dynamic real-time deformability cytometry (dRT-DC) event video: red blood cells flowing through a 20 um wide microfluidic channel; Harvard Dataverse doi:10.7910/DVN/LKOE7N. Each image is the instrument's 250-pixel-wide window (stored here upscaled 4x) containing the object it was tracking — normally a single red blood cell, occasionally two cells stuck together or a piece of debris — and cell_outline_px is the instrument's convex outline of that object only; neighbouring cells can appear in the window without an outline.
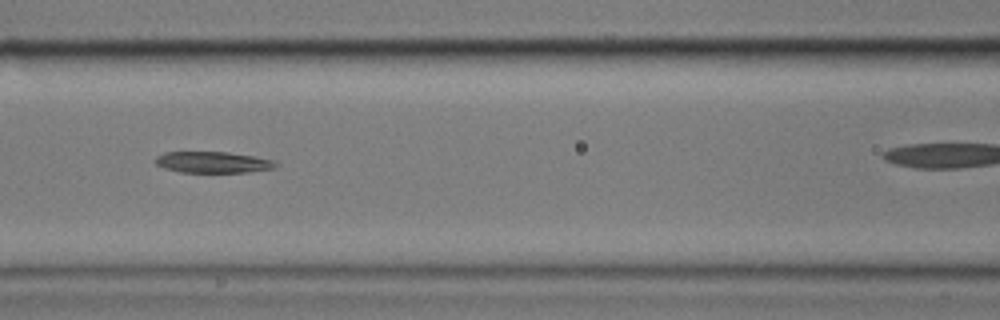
{"species": "common noctule bat (a hibernating species)", "species_latin": "Nyctalus noctula", "temperature_condition": "cold", "stored_images_in_passage": 6, "camera_frame_rate_fps": 3000, "um_per_image_px": 0.085, "animal": {"sex": "male", "body_mass_g": 17.9}, "frame": {"image": 1, "passage_image": 4, "time_ms": 3.667, "image_size_px": [1000, 320], "cell_outline_px": [[280, 164], [276, 168], [248, 172], [180, 172], [164, 168], [156, 164], [156, 156], [164, 152], [228, 152], [256, 156], [276, 160]], "centroid_in_image_um": [18.17, 13.79], "position_along_channel_um": 148.4, "area_um2": 15.09}}